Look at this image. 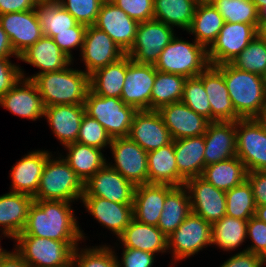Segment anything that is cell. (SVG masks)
<instances>
[{
    "mask_svg": "<svg viewBox=\"0 0 266 267\" xmlns=\"http://www.w3.org/2000/svg\"><path fill=\"white\" fill-rule=\"evenodd\" d=\"M259 25L225 22L216 40L207 49L210 65L231 63L258 35Z\"/></svg>",
    "mask_w": 266,
    "mask_h": 267,
    "instance_id": "obj_10",
    "label": "cell"
},
{
    "mask_svg": "<svg viewBox=\"0 0 266 267\" xmlns=\"http://www.w3.org/2000/svg\"><path fill=\"white\" fill-rule=\"evenodd\" d=\"M0 105L21 118L35 121L44 117V105L37 86L25 77L0 98Z\"/></svg>",
    "mask_w": 266,
    "mask_h": 267,
    "instance_id": "obj_22",
    "label": "cell"
},
{
    "mask_svg": "<svg viewBox=\"0 0 266 267\" xmlns=\"http://www.w3.org/2000/svg\"><path fill=\"white\" fill-rule=\"evenodd\" d=\"M35 11L43 34L51 38L58 33L74 32L78 23L56 0L39 1Z\"/></svg>",
    "mask_w": 266,
    "mask_h": 267,
    "instance_id": "obj_38",
    "label": "cell"
},
{
    "mask_svg": "<svg viewBox=\"0 0 266 267\" xmlns=\"http://www.w3.org/2000/svg\"><path fill=\"white\" fill-rule=\"evenodd\" d=\"M34 198L23 193L9 192L0 196V227L4 237L15 239L24 229Z\"/></svg>",
    "mask_w": 266,
    "mask_h": 267,
    "instance_id": "obj_29",
    "label": "cell"
},
{
    "mask_svg": "<svg viewBox=\"0 0 266 267\" xmlns=\"http://www.w3.org/2000/svg\"><path fill=\"white\" fill-rule=\"evenodd\" d=\"M255 211L253 189L247 179L242 184L226 191V215L248 220L255 216Z\"/></svg>",
    "mask_w": 266,
    "mask_h": 267,
    "instance_id": "obj_42",
    "label": "cell"
},
{
    "mask_svg": "<svg viewBox=\"0 0 266 267\" xmlns=\"http://www.w3.org/2000/svg\"><path fill=\"white\" fill-rule=\"evenodd\" d=\"M255 217L266 223V205L256 206Z\"/></svg>",
    "mask_w": 266,
    "mask_h": 267,
    "instance_id": "obj_60",
    "label": "cell"
},
{
    "mask_svg": "<svg viewBox=\"0 0 266 267\" xmlns=\"http://www.w3.org/2000/svg\"><path fill=\"white\" fill-rule=\"evenodd\" d=\"M197 4L196 0H154L153 19L187 31L192 23Z\"/></svg>",
    "mask_w": 266,
    "mask_h": 267,
    "instance_id": "obj_39",
    "label": "cell"
},
{
    "mask_svg": "<svg viewBox=\"0 0 266 267\" xmlns=\"http://www.w3.org/2000/svg\"><path fill=\"white\" fill-rule=\"evenodd\" d=\"M191 212L213 224L226 215V192L217 189L201 176L185 181Z\"/></svg>",
    "mask_w": 266,
    "mask_h": 267,
    "instance_id": "obj_13",
    "label": "cell"
},
{
    "mask_svg": "<svg viewBox=\"0 0 266 267\" xmlns=\"http://www.w3.org/2000/svg\"><path fill=\"white\" fill-rule=\"evenodd\" d=\"M138 24L122 9L105 0L93 26L106 32L126 54L135 41Z\"/></svg>",
    "mask_w": 266,
    "mask_h": 267,
    "instance_id": "obj_18",
    "label": "cell"
},
{
    "mask_svg": "<svg viewBox=\"0 0 266 267\" xmlns=\"http://www.w3.org/2000/svg\"><path fill=\"white\" fill-rule=\"evenodd\" d=\"M222 71L226 87L236 113L242 119L253 118L266 103L264 78L237 69L231 63L217 65Z\"/></svg>",
    "mask_w": 266,
    "mask_h": 267,
    "instance_id": "obj_3",
    "label": "cell"
},
{
    "mask_svg": "<svg viewBox=\"0 0 266 267\" xmlns=\"http://www.w3.org/2000/svg\"><path fill=\"white\" fill-rule=\"evenodd\" d=\"M154 65L134 62L128 56L121 100L138 111L151 110V93L155 82Z\"/></svg>",
    "mask_w": 266,
    "mask_h": 267,
    "instance_id": "obj_14",
    "label": "cell"
},
{
    "mask_svg": "<svg viewBox=\"0 0 266 267\" xmlns=\"http://www.w3.org/2000/svg\"><path fill=\"white\" fill-rule=\"evenodd\" d=\"M260 12L266 6V0H251Z\"/></svg>",
    "mask_w": 266,
    "mask_h": 267,
    "instance_id": "obj_62",
    "label": "cell"
},
{
    "mask_svg": "<svg viewBox=\"0 0 266 267\" xmlns=\"http://www.w3.org/2000/svg\"><path fill=\"white\" fill-rule=\"evenodd\" d=\"M50 156L43 169L40 184L34 200H54L74 202L81 200L84 192V183L62 158Z\"/></svg>",
    "mask_w": 266,
    "mask_h": 267,
    "instance_id": "obj_4",
    "label": "cell"
},
{
    "mask_svg": "<svg viewBox=\"0 0 266 267\" xmlns=\"http://www.w3.org/2000/svg\"><path fill=\"white\" fill-rule=\"evenodd\" d=\"M51 152L37 150L29 152L11 168V192L34 197L38 191L41 175Z\"/></svg>",
    "mask_w": 266,
    "mask_h": 267,
    "instance_id": "obj_25",
    "label": "cell"
},
{
    "mask_svg": "<svg viewBox=\"0 0 266 267\" xmlns=\"http://www.w3.org/2000/svg\"><path fill=\"white\" fill-rule=\"evenodd\" d=\"M186 77L179 74L164 73L156 70L155 82L151 93V110L182 100Z\"/></svg>",
    "mask_w": 266,
    "mask_h": 267,
    "instance_id": "obj_41",
    "label": "cell"
},
{
    "mask_svg": "<svg viewBox=\"0 0 266 267\" xmlns=\"http://www.w3.org/2000/svg\"><path fill=\"white\" fill-rule=\"evenodd\" d=\"M256 206L266 205V171L247 172Z\"/></svg>",
    "mask_w": 266,
    "mask_h": 267,
    "instance_id": "obj_55",
    "label": "cell"
},
{
    "mask_svg": "<svg viewBox=\"0 0 266 267\" xmlns=\"http://www.w3.org/2000/svg\"><path fill=\"white\" fill-rule=\"evenodd\" d=\"M111 140L105 128L96 119L84 114L77 137L78 143L103 150L107 145L110 146Z\"/></svg>",
    "mask_w": 266,
    "mask_h": 267,
    "instance_id": "obj_47",
    "label": "cell"
},
{
    "mask_svg": "<svg viewBox=\"0 0 266 267\" xmlns=\"http://www.w3.org/2000/svg\"><path fill=\"white\" fill-rule=\"evenodd\" d=\"M247 221L225 215L212 224V245L232 251L247 238Z\"/></svg>",
    "mask_w": 266,
    "mask_h": 267,
    "instance_id": "obj_40",
    "label": "cell"
},
{
    "mask_svg": "<svg viewBox=\"0 0 266 267\" xmlns=\"http://www.w3.org/2000/svg\"><path fill=\"white\" fill-rule=\"evenodd\" d=\"M0 24L18 56L44 35L35 9L2 14Z\"/></svg>",
    "mask_w": 266,
    "mask_h": 267,
    "instance_id": "obj_17",
    "label": "cell"
},
{
    "mask_svg": "<svg viewBox=\"0 0 266 267\" xmlns=\"http://www.w3.org/2000/svg\"><path fill=\"white\" fill-rule=\"evenodd\" d=\"M258 34L266 40V20L259 24Z\"/></svg>",
    "mask_w": 266,
    "mask_h": 267,
    "instance_id": "obj_61",
    "label": "cell"
},
{
    "mask_svg": "<svg viewBox=\"0 0 266 267\" xmlns=\"http://www.w3.org/2000/svg\"><path fill=\"white\" fill-rule=\"evenodd\" d=\"M158 112L168 128L172 140L202 136L206 133L210 123L182 101L165 105Z\"/></svg>",
    "mask_w": 266,
    "mask_h": 267,
    "instance_id": "obj_20",
    "label": "cell"
},
{
    "mask_svg": "<svg viewBox=\"0 0 266 267\" xmlns=\"http://www.w3.org/2000/svg\"><path fill=\"white\" fill-rule=\"evenodd\" d=\"M15 249L31 267H65L71 263L79 241H56L29 235H18Z\"/></svg>",
    "mask_w": 266,
    "mask_h": 267,
    "instance_id": "obj_6",
    "label": "cell"
},
{
    "mask_svg": "<svg viewBox=\"0 0 266 267\" xmlns=\"http://www.w3.org/2000/svg\"><path fill=\"white\" fill-rule=\"evenodd\" d=\"M64 147L69 151L67 156L63 157L64 160L83 183L107 164L106 158L99 148L78 142L67 144Z\"/></svg>",
    "mask_w": 266,
    "mask_h": 267,
    "instance_id": "obj_36",
    "label": "cell"
},
{
    "mask_svg": "<svg viewBox=\"0 0 266 267\" xmlns=\"http://www.w3.org/2000/svg\"><path fill=\"white\" fill-rule=\"evenodd\" d=\"M224 23V18L212 3H198L187 32L195 36L197 43L208 49L216 40Z\"/></svg>",
    "mask_w": 266,
    "mask_h": 267,
    "instance_id": "obj_35",
    "label": "cell"
},
{
    "mask_svg": "<svg viewBox=\"0 0 266 267\" xmlns=\"http://www.w3.org/2000/svg\"><path fill=\"white\" fill-rule=\"evenodd\" d=\"M190 213V197L186 187L174 186L167 193L157 227L168 237Z\"/></svg>",
    "mask_w": 266,
    "mask_h": 267,
    "instance_id": "obj_34",
    "label": "cell"
},
{
    "mask_svg": "<svg viewBox=\"0 0 266 267\" xmlns=\"http://www.w3.org/2000/svg\"><path fill=\"white\" fill-rule=\"evenodd\" d=\"M266 20V6L259 12V22Z\"/></svg>",
    "mask_w": 266,
    "mask_h": 267,
    "instance_id": "obj_63",
    "label": "cell"
},
{
    "mask_svg": "<svg viewBox=\"0 0 266 267\" xmlns=\"http://www.w3.org/2000/svg\"><path fill=\"white\" fill-rule=\"evenodd\" d=\"M173 27L152 19L138 24L135 41L126 53L134 62L154 65L172 41Z\"/></svg>",
    "mask_w": 266,
    "mask_h": 267,
    "instance_id": "obj_9",
    "label": "cell"
},
{
    "mask_svg": "<svg viewBox=\"0 0 266 267\" xmlns=\"http://www.w3.org/2000/svg\"><path fill=\"white\" fill-rule=\"evenodd\" d=\"M263 78H264V87H265V91H266V73H265V75L263 76Z\"/></svg>",
    "mask_w": 266,
    "mask_h": 267,
    "instance_id": "obj_66",
    "label": "cell"
},
{
    "mask_svg": "<svg viewBox=\"0 0 266 267\" xmlns=\"http://www.w3.org/2000/svg\"><path fill=\"white\" fill-rule=\"evenodd\" d=\"M253 119L266 132V103Z\"/></svg>",
    "mask_w": 266,
    "mask_h": 267,
    "instance_id": "obj_59",
    "label": "cell"
},
{
    "mask_svg": "<svg viewBox=\"0 0 266 267\" xmlns=\"http://www.w3.org/2000/svg\"><path fill=\"white\" fill-rule=\"evenodd\" d=\"M231 64L237 69L263 77L266 73V40L256 35Z\"/></svg>",
    "mask_w": 266,
    "mask_h": 267,
    "instance_id": "obj_44",
    "label": "cell"
},
{
    "mask_svg": "<svg viewBox=\"0 0 266 267\" xmlns=\"http://www.w3.org/2000/svg\"><path fill=\"white\" fill-rule=\"evenodd\" d=\"M124 248L139 249L149 253L168 251L167 236L154 225L143 224L132 219L118 237Z\"/></svg>",
    "mask_w": 266,
    "mask_h": 267,
    "instance_id": "obj_31",
    "label": "cell"
},
{
    "mask_svg": "<svg viewBox=\"0 0 266 267\" xmlns=\"http://www.w3.org/2000/svg\"><path fill=\"white\" fill-rule=\"evenodd\" d=\"M247 237L252 245L245 249L266 259V223L252 216L247 221Z\"/></svg>",
    "mask_w": 266,
    "mask_h": 267,
    "instance_id": "obj_50",
    "label": "cell"
},
{
    "mask_svg": "<svg viewBox=\"0 0 266 267\" xmlns=\"http://www.w3.org/2000/svg\"><path fill=\"white\" fill-rule=\"evenodd\" d=\"M265 259L250 251L242 250L231 256L220 267H263Z\"/></svg>",
    "mask_w": 266,
    "mask_h": 267,
    "instance_id": "obj_54",
    "label": "cell"
},
{
    "mask_svg": "<svg viewBox=\"0 0 266 267\" xmlns=\"http://www.w3.org/2000/svg\"><path fill=\"white\" fill-rule=\"evenodd\" d=\"M78 23L92 26L105 0H56Z\"/></svg>",
    "mask_w": 266,
    "mask_h": 267,
    "instance_id": "obj_48",
    "label": "cell"
},
{
    "mask_svg": "<svg viewBox=\"0 0 266 267\" xmlns=\"http://www.w3.org/2000/svg\"><path fill=\"white\" fill-rule=\"evenodd\" d=\"M32 81L37 86L44 107L84 105L90 90V76L69 66L39 74Z\"/></svg>",
    "mask_w": 266,
    "mask_h": 267,
    "instance_id": "obj_2",
    "label": "cell"
},
{
    "mask_svg": "<svg viewBox=\"0 0 266 267\" xmlns=\"http://www.w3.org/2000/svg\"><path fill=\"white\" fill-rule=\"evenodd\" d=\"M174 186L168 184H142L135 188L133 219L157 226L167 193Z\"/></svg>",
    "mask_w": 266,
    "mask_h": 267,
    "instance_id": "obj_26",
    "label": "cell"
},
{
    "mask_svg": "<svg viewBox=\"0 0 266 267\" xmlns=\"http://www.w3.org/2000/svg\"><path fill=\"white\" fill-rule=\"evenodd\" d=\"M84 105H54L44 107L51 130L63 146L77 142Z\"/></svg>",
    "mask_w": 266,
    "mask_h": 267,
    "instance_id": "obj_27",
    "label": "cell"
},
{
    "mask_svg": "<svg viewBox=\"0 0 266 267\" xmlns=\"http://www.w3.org/2000/svg\"><path fill=\"white\" fill-rule=\"evenodd\" d=\"M122 9L138 23L152 20L154 17V0H109Z\"/></svg>",
    "mask_w": 266,
    "mask_h": 267,
    "instance_id": "obj_49",
    "label": "cell"
},
{
    "mask_svg": "<svg viewBox=\"0 0 266 267\" xmlns=\"http://www.w3.org/2000/svg\"><path fill=\"white\" fill-rule=\"evenodd\" d=\"M201 177L217 189L226 192L247 179V170L244 163L234 156L205 166Z\"/></svg>",
    "mask_w": 266,
    "mask_h": 267,
    "instance_id": "obj_37",
    "label": "cell"
},
{
    "mask_svg": "<svg viewBox=\"0 0 266 267\" xmlns=\"http://www.w3.org/2000/svg\"><path fill=\"white\" fill-rule=\"evenodd\" d=\"M236 156L247 172L266 171V132L253 118L236 121Z\"/></svg>",
    "mask_w": 266,
    "mask_h": 267,
    "instance_id": "obj_11",
    "label": "cell"
},
{
    "mask_svg": "<svg viewBox=\"0 0 266 267\" xmlns=\"http://www.w3.org/2000/svg\"><path fill=\"white\" fill-rule=\"evenodd\" d=\"M204 142L205 166L236 156V122H210Z\"/></svg>",
    "mask_w": 266,
    "mask_h": 267,
    "instance_id": "obj_24",
    "label": "cell"
},
{
    "mask_svg": "<svg viewBox=\"0 0 266 267\" xmlns=\"http://www.w3.org/2000/svg\"><path fill=\"white\" fill-rule=\"evenodd\" d=\"M86 210L119 237L133 219V204H120L96 196H82Z\"/></svg>",
    "mask_w": 266,
    "mask_h": 267,
    "instance_id": "obj_23",
    "label": "cell"
},
{
    "mask_svg": "<svg viewBox=\"0 0 266 267\" xmlns=\"http://www.w3.org/2000/svg\"><path fill=\"white\" fill-rule=\"evenodd\" d=\"M127 68L128 55L125 54L90 75V90L96 95L121 98Z\"/></svg>",
    "mask_w": 266,
    "mask_h": 267,
    "instance_id": "obj_33",
    "label": "cell"
},
{
    "mask_svg": "<svg viewBox=\"0 0 266 267\" xmlns=\"http://www.w3.org/2000/svg\"><path fill=\"white\" fill-rule=\"evenodd\" d=\"M155 254L139 249L124 248L121 261L117 259L118 267H152ZM121 262V263H120Z\"/></svg>",
    "mask_w": 266,
    "mask_h": 267,
    "instance_id": "obj_53",
    "label": "cell"
},
{
    "mask_svg": "<svg viewBox=\"0 0 266 267\" xmlns=\"http://www.w3.org/2000/svg\"><path fill=\"white\" fill-rule=\"evenodd\" d=\"M71 209V202L34 200L27 221L19 235L36 236L56 241H80L84 233Z\"/></svg>",
    "mask_w": 266,
    "mask_h": 267,
    "instance_id": "obj_1",
    "label": "cell"
},
{
    "mask_svg": "<svg viewBox=\"0 0 266 267\" xmlns=\"http://www.w3.org/2000/svg\"><path fill=\"white\" fill-rule=\"evenodd\" d=\"M65 267H73L72 264L70 263L69 265L65 266Z\"/></svg>",
    "mask_w": 266,
    "mask_h": 267,
    "instance_id": "obj_67",
    "label": "cell"
},
{
    "mask_svg": "<svg viewBox=\"0 0 266 267\" xmlns=\"http://www.w3.org/2000/svg\"><path fill=\"white\" fill-rule=\"evenodd\" d=\"M38 2L39 0H0V15L33 10Z\"/></svg>",
    "mask_w": 266,
    "mask_h": 267,
    "instance_id": "obj_56",
    "label": "cell"
},
{
    "mask_svg": "<svg viewBox=\"0 0 266 267\" xmlns=\"http://www.w3.org/2000/svg\"><path fill=\"white\" fill-rule=\"evenodd\" d=\"M148 184L182 186L185 180L179 175L174 140L164 147L148 152Z\"/></svg>",
    "mask_w": 266,
    "mask_h": 267,
    "instance_id": "obj_30",
    "label": "cell"
},
{
    "mask_svg": "<svg viewBox=\"0 0 266 267\" xmlns=\"http://www.w3.org/2000/svg\"><path fill=\"white\" fill-rule=\"evenodd\" d=\"M214 7L229 23L259 25V11L251 0H213Z\"/></svg>",
    "mask_w": 266,
    "mask_h": 267,
    "instance_id": "obj_43",
    "label": "cell"
},
{
    "mask_svg": "<svg viewBox=\"0 0 266 267\" xmlns=\"http://www.w3.org/2000/svg\"><path fill=\"white\" fill-rule=\"evenodd\" d=\"M213 0H196L197 3H211Z\"/></svg>",
    "mask_w": 266,
    "mask_h": 267,
    "instance_id": "obj_65",
    "label": "cell"
},
{
    "mask_svg": "<svg viewBox=\"0 0 266 267\" xmlns=\"http://www.w3.org/2000/svg\"><path fill=\"white\" fill-rule=\"evenodd\" d=\"M181 101L211 122V107L208 95L203 81L198 76L186 79Z\"/></svg>",
    "mask_w": 266,
    "mask_h": 267,
    "instance_id": "obj_46",
    "label": "cell"
},
{
    "mask_svg": "<svg viewBox=\"0 0 266 267\" xmlns=\"http://www.w3.org/2000/svg\"><path fill=\"white\" fill-rule=\"evenodd\" d=\"M174 150L179 175L185 181L202 176L205 168L204 135L174 140Z\"/></svg>",
    "mask_w": 266,
    "mask_h": 267,
    "instance_id": "obj_32",
    "label": "cell"
},
{
    "mask_svg": "<svg viewBox=\"0 0 266 267\" xmlns=\"http://www.w3.org/2000/svg\"><path fill=\"white\" fill-rule=\"evenodd\" d=\"M85 73L91 75L96 70L119 60L125 55L123 50L106 33L95 26H87L81 50Z\"/></svg>",
    "mask_w": 266,
    "mask_h": 267,
    "instance_id": "obj_16",
    "label": "cell"
},
{
    "mask_svg": "<svg viewBox=\"0 0 266 267\" xmlns=\"http://www.w3.org/2000/svg\"><path fill=\"white\" fill-rule=\"evenodd\" d=\"M84 108L85 114L96 119L112 139L129 136L131 124L138 112L120 98L96 95L91 90L87 93Z\"/></svg>",
    "mask_w": 266,
    "mask_h": 267,
    "instance_id": "obj_7",
    "label": "cell"
},
{
    "mask_svg": "<svg viewBox=\"0 0 266 267\" xmlns=\"http://www.w3.org/2000/svg\"><path fill=\"white\" fill-rule=\"evenodd\" d=\"M146 152L159 149L172 142L169 130L156 110L138 111L128 136Z\"/></svg>",
    "mask_w": 266,
    "mask_h": 267,
    "instance_id": "obj_19",
    "label": "cell"
},
{
    "mask_svg": "<svg viewBox=\"0 0 266 267\" xmlns=\"http://www.w3.org/2000/svg\"><path fill=\"white\" fill-rule=\"evenodd\" d=\"M7 253L6 250H3V248H1L0 246V259Z\"/></svg>",
    "mask_w": 266,
    "mask_h": 267,
    "instance_id": "obj_64",
    "label": "cell"
},
{
    "mask_svg": "<svg viewBox=\"0 0 266 267\" xmlns=\"http://www.w3.org/2000/svg\"><path fill=\"white\" fill-rule=\"evenodd\" d=\"M210 65L205 46L175 37L163 49L154 67L157 71L197 77Z\"/></svg>",
    "mask_w": 266,
    "mask_h": 267,
    "instance_id": "obj_5",
    "label": "cell"
},
{
    "mask_svg": "<svg viewBox=\"0 0 266 267\" xmlns=\"http://www.w3.org/2000/svg\"><path fill=\"white\" fill-rule=\"evenodd\" d=\"M86 25L77 23L74 26V32L58 33L52 39L61 51L71 60H73L72 51L74 48L80 47L82 50Z\"/></svg>",
    "mask_w": 266,
    "mask_h": 267,
    "instance_id": "obj_51",
    "label": "cell"
},
{
    "mask_svg": "<svg viewBox=\"0 0 266 267\" xmlns=\"http://www.w3.org/2000/svg\"><path fill=\"white\" fill-rule=\"evenodd\" d=\"M0 267H31L24 261L21 254L15 249L14 252L8 251L0 259Z\"/></svg>",
    "mask_w": 266,
    "mask_h": 267,
    "instance_id": "obj_57",
    "label": "cell"
},
{
    "mask_svg": "<svg viewBox=\"0 0 266 267\" xmlns=\"http://www.w3.org/2000/svg\"><path fill=\"white\" fill-rule=\"evenodd\" d=\"M24 75L19 65L12 64L9 58L0 57V98L26 77Z\"/></svg>",
    "mask_w": 266,
    "mask_h": 267,
    "instance_id": "obj_52",
    "label": "cell"
},
{
    "mask_svg": "<svg viewBox=\"0 0 266 267\" xmlns=\"http://www.w3.org/2000/svg\"><path fill=\"white\" fill-rule=\"evenodd\" d=\"M19 60L40 68V72L26 77L29 80H33L39 74L59 71L72 65V60L61 51L51 37L45 35L22 53Z\"/></svg>",
    "mask_w": 266,
    "mask_h": 267,
    "instance_id": "obj_28",
    "label": "cell"
},
{
    "mask_svg": "<svg viewBox=\"0 0 266 267\" xmlns=\"http://www.w3.org/2000/svg\"><path fill=\"white\" fill-rule=\"evenodd\" d=\"M198 77L203 81L211 107V122L242 119L235 111L225 84L222 71L209 65Z\"/></svg>",
    "mask_w": 266,
    "mask_h": 267,
    "instance_id": "obj_21",
    "label": "cell"
},
{
    "mask_svg": "<svg viewBox=\"0 0 266 267\" xmlns=\"http://www.w3.org/2000/svg\"><path fill=\"white\" fill-rule=\"evenodd\" d=\"M109 147L115 161L108 164L112 169L135 186L148 184V152L129 137L114 138Z\"/></svg>",
    "mask_w": 266,
    "mask_h": 267,
    "instance_id": "obj_12",
    "label": "cell"
},
{
    "mask_svg": "<svg viewBox=\"0 0 266 267\" xmlns=\"http://www.w3.org/2000/svg\"><path fill=\"white\" fill-rule=\"evenodd\" d=\"M79 249L77 247L73 252V267H118L115 251L106 245Z\"/></svg>",
    "mask_w": 266,
    "mask_h": 267,
    "instance_id": "obj_45",
    "label": "cell"
},
{
    "mask_svg": "<svg viewBox=\"0 0 266 267\" xmlns=\"http://www.w3.org/2000/svg\"><path fill=\"white\" fill-rule=\"evenodd\" d=\"M211 241L212 224L193 212L167 237L168 250L172 249L174 262L198 254L211 245Z\"/></svg>",
    "mask_w": 266,
    "mask_h": 267,
    "instance_id": "obj_8",
    "label": "cell"
},
{
    "mask_svg": "<svg viewBox=\"0 0 266 267\" xmlns=\"http://www.w3.org/2000/svg\"><path fill=\"white\" fill-rule=\"evenodd\" d=\"M136 186L108 163L84 183L82 196H96L120 204H133Z\"/></svg>",
    "mask_w": 266,
    "mask_h": 267,
    "instance_id": "obj_15",
    "label": "cell"
},
{
    "mask_svg": "<svg viewBox=\"0 0 266 267\" xmlns=\"http://www.w3.org/2000/svg\"><path fill=\"white\" fill-rule=\"evenodd\" d=\"M11 56H15L19 59V56L14 52L12 48L8 35L2 29L0 24V57L9 58Z\"/></svg>",
    "mask_w": 266,
    "mask_h": 267,
    "instance_id": "obj_58",
    "label": "cell"
}]
</instances>
